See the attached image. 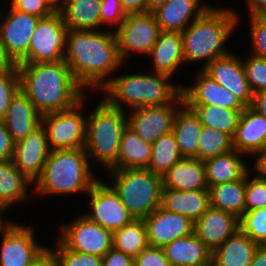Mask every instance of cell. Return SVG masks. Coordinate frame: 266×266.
<instances>
[{"label": "cell", "mask_w": 266, "mask_h": 266, "mask_svg": "<svg viewBox=\"0 0 266 266\" xmlns=\"http://www.w3.org/2000/svg\"><path fill=\"white\" fill-rule=\"evenodd\" d=\"M106 173L107 183L135 219H144L161 206L162 176L147 168L111 169Z\"/></svg>", "instance_id": "cell-7"}, {"label": "cell", "mask_w": 266, "mask_h": 266, "mask_svg": "<svg viewBox=\"0 0 266 266\" xmlns=\"http://www.w3.org/2000/svg\"><path fill=\"white\" fill-rule=\"evenodd\" d=\"M184 103L181 94L172 104L145 106L126 111L128 126L146 142L153 144L173 129L178 108Z\"/></svg>", "instance_id": "cell-15"}, {"label": "cell", "mask_w": 266, "mask_h": 266, "mask_svg": "<svg viewBox=\"0 0 266 266\" xmlns=\"http://www.w3.org/2000/svg\"><path fill=\"white\" fill-rule=\"evenodd\" d=\"M250 266H266V245L257 248Z\"/></svg>", "instance_id": "cell-55"}, {"label": "cell", "mask_w": 266, "mask_h": 266, "mask_svg": "<svg viewBox=\"0 0 266 266\" xmlns=\"http://www.w3.org/2000/svg\"><path fill=\"white\" fill-rule=\"evenodd\" d=\"M198 141V159L202 161L234 149L233 138L230 135L211 127L202 126Z\"/></svg>", "instance_id": "cell-38"}, {"label": "cell", "mask_w": 266, "mask_h": 266, "mask_svg": "<svg viewBox=\"0 0 266 266\" xmlns=\"http://www.w3.org/2000/svg\"><path fill=\"white\" fill-rule=\"evenodd\" d=\"M86 195L88 211L82 214L103 228L114 232L135 220L119 195L102 179L99 178Z\"/></svg>", "instance_id": "cell-12"}, {"label": "cell", "mask_w": 266, "mask_h": 266, "mask_svg": "<svg viewBox=\"0 0 266 266\" xmlns=\"http://www.w3.org/2000/svg\"><path fill=\"white\" fill-rule=\"evenodd\" d=\"M152 63L153 72L176 76L180 66H186L183 57L181 32L160 31L157 41L146 56Z\"/></svg>", "instance_id": "cell-24"}, {"label": "cell", "mask_w": 266, "mask_h": 266, "mask_svg": "<svg viewBox=\"0 0 266 266\" xmlns=\"http://www.w3.org/2000/svg\"><path fill=\"white\" fill-rule=\"evenodd\" d=\"M242 63L252 92L266 90V59L249 54Z\"/></svg>", "instance_id": "cell-42"}, {"label": "cell", "mask_w": 266, "mask_h": 266, "mask_svg": "<svg viewBox=\"0 0 266 266\" xmlns=\"http://www.w3.org/2000/svg\"><path fill=\"white\" fill-rule=\"evenodd\" d=\"M20 89L43 116L73 107L88 92L74 79L64 59L18 64Z\"/></svg>", "instance_id": "cell-2"}, {"label": "cell", "mask_w": 266, "mask_h": 266, "mask_svg": "<svg viewBox=\"0 0 266 266\" xmlns=\"http://www.w3.org/2000/svg\"><path fill=\"white\" fill-rule=\"evenodd\" d=\"M248 16H259L266 11V0H244Z\"/></svg>", "instance_id": "cell-54"}, {"label": "cell", "mask_w": 266, "mask_h": 266, "mask_svg": "<svg viewBox=\"0 0 266 266\" xmlns=\"http://www.w3.org/2000/svg\"><path fill=\"white\" fill-rule=\"evenodd\" d=\"M250 107L255 112L266 118V90L253 93V99Z\"/></svg>", "instance_id": "cell-53"}, {"label": "cell", "mask_w": 266, "mask_h": 266, "mask_svg": "<svg viewBox=\"0 0 266 266\" xmlns=\"http://www.w3.org/2000/svg\"><path fill=\"white\" fill-rule=\"evenodd\" d=\"M101 0H61L59 12L68 30H101Z\"/></svg>", "instance_id": "cell-30"}, {"label": "cell", "mask_w": 266, "mask_h": 266, "mask_svg": "<svg viewBox=\"0 0 266 266\" xmlns=\"http://www.w3.org/2000/svg\"><path fill=\"white\" fill-rule=\"evenodd\" d=\"M4 72H18V64L8 54L0 38V73Z\"/></svg>", "instance_id": "cell-50"}, {"label": "cell", "mask_w": 266, "mask_h": 266, "mask_svg": "<svg viewBox=\"0 0 266 266\" xmlns=\"http://www.w3.org/2000/svg\"><path fill=\"white\" fill-rule=\"evenodd\" d=\"M245 159H247L246 155L233 149L228 153L204 160L208 188L243 179L252 169L249 162L244 161Z\"/></svg>", "instance_id": "cell-26"}, {"label": "cell", "mask_w": 266, "mask_h": 266, "mask_svg": "<svg viewBox=\"0 0 266 266\" xmlns=\"http://www.w3.org/2000/svg\"><path fill=\"white\" fill-rule=\"evenodd\" d=\"M88 95L69 109L42 116L50 150L85 147L87 114L83 113V108L87 107Z\"/></svg>", "instance_id": "cell-8"}, {"label": "cell", "mask_w": 266, "mask_h": 266, "mask_svg": "<svg viewBox=\"0 0 266 266\" xmlns=\"http://www.w3.org/2000/svg\"><path fill=\"white\" fill-rule=\"evenodd\" d=\"M197 114L202 126L211 127L232 138L243 110H233L214 105H188Z\"/></svg>", "instance_id": "cell-35"}, {"label": "cell", "mask_w": 266, "mask_h": 266, "mask_svg": "<svg viewBox=\"0 0 266 266\" xmlns=\"http://www.w3.org/2000/svg\"><path fill=\"white\" fill-rule=\"evenodd\" d=\"M249 54L266 59V24L258 16H249Z\"/></svg>", "instance_id": "cell-44"}, {"label": "cell", "mask_w": 266, "mask_h": 266, "mask_svg": "<svg viewBox=\"0 0 266 266\" xmlns=\"http://www.w3.org/2000/svg\"><path fill=\"white\" fill-rule=\"evenodd\" d=\"M258 245L240 229L212 252V266H250Z\"/></svg>", "instance_id": "cell-31"}, {"label": "cell", "mask_w": 266, "mask_h": 266, "mask_svg": "<svg viewBox=\"0 0 266 266\" xmlns=\"http://www.w3.org/2000/svg\"><path fill=\"white\" fill-rule=\"evenodd\" d=\"M182 158L175 134L170 131L152 144L151 159L147 169L163 177Z\"/></svg>", "instance_id": "cell-36"}, {"label": "cell", "mask_w": 266, "mask_h": 266, "mask_svg": "<svg viewBox=\"0 0 266 266\" xmlns=\"http://www.w3.org/2000/svg\"><path fill=\"white\" fill-rule=\"evenodd\" d=\"M266 24V11L258 16Z\"/></svg>", "instance_id": "cell-60"}, {"label": "cell", "mask_w": 266, "mask_h": 266, "mask_svg": "<svg viewBox=\"0 0 266 266\" xmlns=\"http://www.w3.org/2000/svg\"><path fill=\"white\" fill-rule=\"evenodd\" d=\"M152 144L141 139L128 125L124 129L117 159V169L147 168Z\"/></svg>", "instance_id": "cell-33"}, {"label": "cell", "mask_w": 266, "mask_h": 266, "mask_svg": "<svg viewBox=\"0 0 266 266\" xmlns=\"http://www.w3.org/2000/svg\"><path fill=\"white\" fill-rule=\"evenodd\" d=\"M48 247L38 255L28 266H57L53 250Z\"/></svg>", "instance_id": "cell-51"}, {"label": "cell", "mask_w": 266, "mask_h": 266, "mask_svg": "<svg viewBox=\"0 0 266 266\" xmlns=\"http://www.w3.org/2000/svg\"><path fill=\"white\" fill-rule=\"evenodd\" d=\"M266 147V118L246 107L233 136V148L254 160Z\"/></svg>", "instance_id": "cell-21"}, {"label": "cell", "mask_w": 266, "mask_h": 266, "mask_svg": "<svg viewBox=\"0 0 266 266\" xmlns=\"http://www.w3.org/2000/svg\"><path fill=\"white\" fill-rule=\"evenodd\" d=\"M252 166L255 168L261 175L266 177V147L263 152L252 161Z\"/></svg>", "instance_id": "cell-56"}, {"label": "cell", "mask_w": 266, "mask_h": 266, "mask_svg": "<svg viewBox=\"0 0 266 266\" xmlns=\"http://www.w3.org/2000/svg\"><path fill=\"white\" fill-rule=\"evenodd\" d=\"M148 72L141 70V72L119 75L118 71L99 90L101 97L110 106L128 111L145 106L172 104L182 94L183 83L173 81L174 77Z\"/></svg>", "instance_id": "cell-4"}, {"label": "cell", "mask_w": 266, "mask_h": 266, "mask_svg": "<svg viewBox=\"0 0 266 266\" xmlns=\"http://www.w3.org/2000/svg\"><path fill=\"white\" fill-rule=\"evenodd\" d=\"M33 226L8 218L0 228V266H28L48 247L37 241Z\"/></svg>", "instance_id": "cell-9"}, {"label": "cell", "mask_w": 266, "mask_h": 266, "mask_svg": "<svg viewBox=\"0 0 266 266\" xmlns=\"http://www.w3.org/2000/svg\"><path fill=\"white\" fill-rule=\"evenodd\" d=\"M2 121L17 143L42 125V116L20 89L11 100Z\"/></svg>", "instance_id": "cell-23"}, {"label": "cell", "mask_w": 266, "mask_h": 266, "mask_svg": "<svg viewBox=\"0 0 266 266\" xmlns=\"http://www.w3.org/2000/svg\"><path fill=\"white\" fill-rule=\"evenodd\" d=\"M239 220L229 212L210 206L194 222L193 233L213 252L240 229Z\"/></svg>", "instance_id": "cell-20"}, {"label": "cell", "mask_w": 266, "mask_h": 266, "mask_svg": "<svg viewBox=\"0 0 266 266\" xmlns=\"http://www.w3.org/2000/svg\"><path fill=\"white\" fill-rule=\"evenodd\" d=\"M241 21L235 9L228 6L219 8L214 4L209 7L181 32L185 64L203 62L200 68L203 70L216 58L229 54L231 50L227 44L230 43L227 41L229 42L233 32H236Z\"/></svg>", "instance_id": "cell-3"}, {"label": "cell", "mask_w": 266, "mask_h": 266, "mask_svg": "<svg viewBox=\"0 0 266 266\" xmlns=\"http://www.w3.org/2000/svg\"><path fill=\"white\" fill-rule=\"evenodd\" d=\"M211 6L204 0H168L153 13L160 31L183 32Z\"/></svg>", "instance_id": "cell-22"}, {"label": "cell", "mask_w": 266, "mask_h": 266, "mask_svg": "<svg viewBox=\"0 0 266 266\" xmlns=\"http://www.w3.org/2000/svg\"><path fill=\"white\" fill-rule=\"evenodd\" d=\"M67 31L58 10L40 18L30 40L28 62L44 63L64 59Z\"/></svg>", "instance_id": "cell-13"}, {"label": "cell", "mask_w": 266, "mask_h": 266, "mask_svg": "<svg viewBox=\"0 0 266 266\" xmlns=\"http://www.w3.org/2000/svg\"><path fill=\"white\" fill-rule=\"evenodd\" d=\"M162 248L171 266L212 264V251L194 233L175 239Z\"/></svg>", "instance_id": "cell-27"}, {"label": "cell", "mask_w": 266, "mask_h": 266, "mask_svg": "<svg viewBox=\"0 0 266 266\" xmlns=\"http://www.w3.org/2000/svg\"><path fill=\"white\" fill-rule=\"evenodd\" d=\"M6 8V12L0 8L1 42L17 64L28 63L30 40L40 18L15 10L10 5Z\"/></svg>", "instance_id": "cell-14"}, {"label": "cell", "mask_w": 266, "mask_h": 266, "mask_svg": "<svg viewBox=\"0 0 266 266\" xmlns=\"http://www.w3.org/2000/svg\"><path fill=\"white\" fill-rule=\"evenodd\" d=\"M95 174L85 148L51 150L31 195L46 198L47 195L71 197L82 194L86 198L100 178Z\"/></svg>", "instance_id": "cell-5"}, {"label": "cell", "mask_w": 266, "mask_h": 266, "mask_svg": "<svg viewBox=\"0 0 266 266\" xmlns=\"http://www.w3.org/2000/svg\"><path fill=\"white\" fill-rule=\"evenodd\" d=\"M245 188L246 176L233 182L210 186V206L229 212L240 219L245 213Z\"/></svg>", "instance_id": "cell-34"}, {"label": "cell", "mask_w": 266, "mask_h": 266, "mask_svg": "<svg viewBox=\"0 0 266 266\" xmlns=\"http://www.w3.org/2000/svg\"><path fill=\"white\" fill-rule=\"evenodd\" d=\"M134 266H171L163 248L148 246L135 258Z\"/></svg>", "instance_id": "cell-47"}, {"label": "cell", "mask_w": 266, "mask_h": 266, "mask_svg": "<svg viewBox=\"0 0 266 266\" xmlns=\"http://www.w3.org/2000/svg\"><path fill=\"white\" fill-rule=\"evenodd\" d=\"M203 71L232 92L246 107L250 106L253 92L246 78L242 57L235 52L216 58Z\"/></svg>", "instance_id": "cell-16"}, {"label": "cell", "mask_w": 266, "mask_h": 266, "mask_svg": "<svg viewBox=\"0 0 266 266\" xmlns=\"http://www.w3.org/2000/svg\"><path fill=\"white\" fill-rule=\"evenodd\" d=\"M122 62L134 54L146 57L160 32L154 13L127 14L125 21L115 30Z\"/></svg>", "instance_id": "cell-11"}, {"label": "cell", "mask_w": 266, "mask_h": 266, "mask_svg": "<svg viewBox=\"0 0 266 266\" xmlns=\"http://www.w3.org/2000/svg\"><path fill=\"white\" fill-rule=\"evenodd\" d=\"M87 115L85 151L92 167L117 169L121 137L128 125L126 111L110 106L102 97ZM91 159V160H90Z\"/></svg>", "instance_id": "cell-6"}, {"label": "cell", "mask_w": 266, "mask_h": 266, "mask_svg": "<svg viewBox=\"0 0 266 266\" xmlns=\"http://www.w3.org/2000/svg\"><path fill=\"white\" fill-rule=\"evenodd\" d=\"M161 207L194 223L210 207L209 191L162 189Z\"/></svg>", "instance_id": "cell-29"}, {"label": "cell", "mask_w": 266, "mask_h": 266, "mask_svg": "<svg viewBox=\"0 0 266 266\" xmlns=\"http://www.w3.org/2000/svg\"><path fill=\"white\" fill-rule=\"evenodd\" d=\"M251 167L246 174L245 212L266 207V177Z\"/></svg>", "instance_id": "cell-39"}, {"label": "cell", "mask_w": 266, "mask_h": 266, "mask_svg": "<svg viewBox=\"0 0 266 266\" xmlns=\"http://www.w3.org/2000/svg\"><path fill=\"white\" fill-rule=\"evenodd\" d=\"M192 84L182 85V95L187 105H214L233 110L246 106L228 89L213 80L203 70L196 72ZM188 85V86H187Z\"/></svg>", "instance_id": "cell-17"}, {"label": "cell", "mask_w": 266, "mask_h": 266, "mask_svg": "<svg viewBox=\"0 0 266 266\" xmlns=\"http://www.w3.org/2000/svg\"><path fill=\"white\" fill-rule=\"evenodd\" d=\"M64 60L74 79L90 94H97L127 66L119 55L116 32L109 29L68 30Z\"/></svg>", "instance_id": "cell-1"}, {"label": "cell", "mask_w": 266, "mask_h": 266, "mask_svg": "<svg viewBox=\"0 0 266 266\" xmlns=\"http://www.w3.org/2000/svg\"><path fill=\"white\" fill-rule=\"evenodd\" d=\"M162 183L163 189L208 190L204 162L183 157L163 175Z\"/></svg>", "instance_id": "cell-28"}, {"label": "cell", "mask_w": 266, "mask_h": 266, "mask_svg": "<svg viewBox=\"0 0 266 266\" xmlns=\"http://www.w3.org/2000/svg\"><path fill=\"white\" fill-rule=\"evenodd\" d=\"M168 0H146L147 13H153L159 7L163 6Z\"/></svg>", "instance_id": "cell-57"}, {"label": "cell", "mask_w": 266, "mask_h": 266, "mask_svg": "<svg viewBox=\"0 0 266 266\" xmlns=\"http://www.w3.org/2000/svg\"><path fill=\"white\" fill-rule=\"evenodd\" d=\"M32 187L34 183L16 168L12 159L0 161V210L4 214H9L11 206L28 203Z\"/></svg>", "instance_id": "cell-25"}, {"label": "cell", "mask_w": 266, "mask_h": 266, "mask_svg": "<svg viewBox=\"0 0 266 266\" xmlns=\"http://www.w3.org/2000/svg\"><path fill=\"white\" fill-rule=\"evenodd\" d=\"M172 131L182 157L198 158V139L202 131V124L194 110L185 102L175 114Z\"/></svg>", "instance_id": "cell-32"}, {"label": "cell", "mask_w": 266, "mask_h": 266, "mask_svg": "<svg viewBox=\"0 0 266 266\" xmlns=\"http://www.w3.org/2000/svg\"><path fill=\"white\" fill-rule=\"evenodd\" d=\"M15 142L8 132L5 124L0 120V161L11 160L13 158Z\"/></svg>", "instance_id": "cell-49"}, {"label": "cell", "mask_w": 266, "mask_h": 266, "mask_svg": "<svg viewBox=\"0 0 266 266\" xmlns=\"http://www.w3.org/2000/svg\"><path fill=\"white\" fill-rule=\"evenodd\" d=\"M56 247H50L55 255L57 266H102V257L80 253L68 249L58 238Z\"/></svg>", "instance_id": "cell-41"}, {"label": "cell", "mask_w": 266, "mask_h": 266, "mask_svg": "<svg viewBox=\"0 0 266 266\" xmlns=\"http://www.w3.org/2000/svg\"><path fill=\"white\" fill-rule=\"evenodd\" d=\"M102 266H134V257L112 247L102 257Z\"/></svg>", "instance_id": "cell-48"}, {"label": "cell", "mask_w": 266, "mask_h": 266, "mask_svg": "<svg viewBox=\"0 0 266 266\" xmlns=\"http://www.w3.org/2000/svg\"><path fill=\"white\" fill-rule=\"evenodd\" d=\"M13 9L39 18L51 15L55 10L45 0H3Z\"/></svg>", "instance_id": "cell-46"}, {"label": "cell", "mask_w": 266, "mask_h": 266, "mask_svg": "<svg viewBox=\"0 0 266 266\" xmlns=\"http://www.w3.org/2000/svg\"><path fill=\"white\" fill-rule=\"evenodd\" d=\"M55 11L59 10L61 0H45Z\"/></svg>", "instance_id": "cell-58"}, {"label": "cell", "mask_w": 266, "mask_h": 266, "mask_svg": "<svg viewBox=\"0 0 266 266\" xmlns=\"http://www.w3.org/2000/svg\"><path fill=\"white\" fill-rule=\"evenodd\" d=\"M19 90V72L0 73V120L4 118L11 100Z\"/></svg>", "instance_id": "cell-45"}, {"label": "cell", "mask_w": 266, "mask_h": 266, "mask_svg": "<svg viewBox=\"0 0 266 266\" xmlns=\"http://www.w3.org/2000/svg\"><path fill=\"white\" fill-rule=\"evenodd\" d=\"M50 151L46 130L41 125L15 143L12 160L16 168L34 183L41 176Z\"/></svg>", "instance_id": "cell-18"}, {"label": "cell", "mask_w": 266, "mask_h": 266, "mask_svg": "<svg viewBox=\"0 0 266 266\" xmlns=\"http://www.w3.org/2000/svg\"><path fill=\"white\" fill-rule=\"evenodd\" d=\"M148 243L153 247H164L175 239L193 233L194 223L181 214L172 213L161 206L144 219Z\"/></svg>", "instance_id": "cell-19"}, {"label": "cell", "mask_w": 266, "mask_h": 266, "mask_svg": "<svg viewBox=\"0 0 266 266\" xmlns=\"http://www.w3.org/2000/svg\"><path fill=\"white\" fill-rule=\"evenodd\" d=\"M3 215H6L4 214L1 210H0V228L8 221V219L6 220L7 217H3Z\"/></svg>", "instance_id": "cell-59"}, {"label": "cell", "mask_w": 266, "mask_h": 266, "mask_svg": "<svg viewBox=\"0 0 266 266\" xmlns=\"http://www.w3.org/2000/svg\"><path fill=\"white\" fill-rule=\"evenodd\" d=\"M112 241L113 248L135 258L149 246L144 220L135 219L132 223L114 231Z\"/></svg>", "instance_id": "cell-37"}, {"label": "cell", "mask_w": 266, "mask_h": 266, "mask_svg": "<svg viewBox=\"0 0 266 266\" xmlns=\"http://www.w3.org/2000/svg\"><path fill=\"white\" fill-rule=\"evenodd\" d=\"M240 230L258 245H266V207L245 212L239 220Z\"/></svg>", "instance_id": "cell-40"}, {"label": "cell", "mask_w": 266, "mask_h": 266, "mask_svg": "<svg viewBox=\"0 0 266 266\" xmlns=\"http://www.w3.org/2000/svg\"><path fill=\"white\" fill-rule=\"evenodd\" d=\"M100 17L101 30H116L125 21L127 14L120 0H101Z\"/></svg>", "instance_id": "cell-43"}, {"label": "cell", "mask_w": 266, "mask_h": 266, "mask_svg": "<svg viewBox=\"0 0 266 266\" xmlns=\"http://www.w3.org/2000/svg\"><path fill=\"white\" fill-rule=\"evenodd\" d=\"M126 14L147 13L146 0H120Z\"/></svg>", "instance_id": "cell-52"}, {"label": "cell", "mask_w": 266, "mask_h": 266, "mask_svg": "<svg viewBox=\"0 0 266 266\" xmlns=\"http://www.w3.org/2000/svg\"><path fill=\"white\" fill-rule=\"evenodd\" d=\"M58 239L80 253L103 257L113 247V232L80 214L59 227Z\"/></svg>", "instance_id": "cell-10"}]
</instances>
